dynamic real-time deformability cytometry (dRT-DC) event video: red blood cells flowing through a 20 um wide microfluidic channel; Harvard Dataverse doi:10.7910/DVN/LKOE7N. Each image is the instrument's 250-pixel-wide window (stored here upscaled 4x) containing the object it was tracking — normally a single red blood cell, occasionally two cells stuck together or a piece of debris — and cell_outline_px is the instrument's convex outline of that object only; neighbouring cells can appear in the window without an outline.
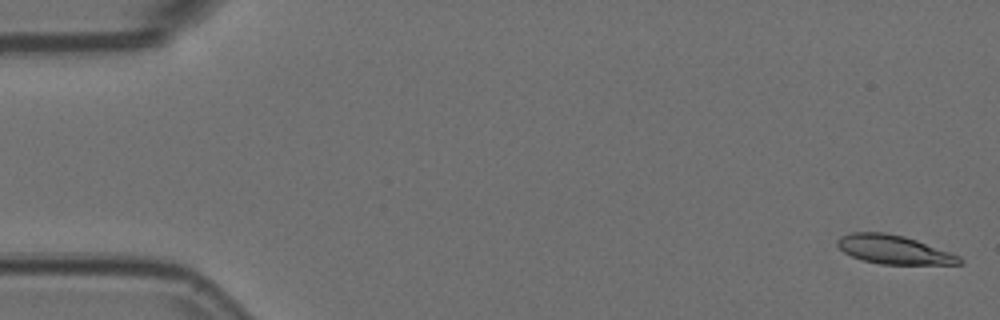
{"species": "Egyptian fruit bat (a non-hibernating species)", "species_latin": "Rousettus aegyptiacus", "temperature_condition": "room temperature", "stored_images_in_passage": 54, "camera_frame_rate_fps": 3000, "um_per_image_px": 0.085, "animal": {"sex": "female"}, "frame": {"image": 1, "passage_image": 1, "time_ms": 0.0, "image_size_px": [1000, 320], "cell_outline_px": [[964, 264], [880, 264], [864, 260], [852, 256], [844, 252], [836, 244], [836, 240], [840, 236], [852, 232], [884, 232], [904, 236], [916, 240], [960, 256], [964, 260]], "centroid_in_image_um": [75.97, 21.21], "position_along_channel_um": 9.0, "area_um2": 20.35}}
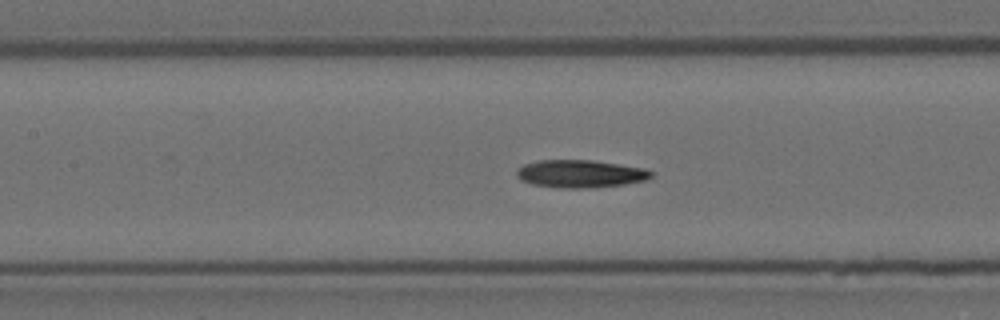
{"frame": {"image": 2, "passage_image": 24, "time_ms": 7.667, "image_size_px": [1000, 320], "cell_outline_px": [[652, 176], [644, 180], [624, 184], [596, 188], [564, 188], [532, 184], [516, 176], [516, 168], [524, 164], [540, 160], [592, 160], [644, 168], [652, 172]], "centroid_in_image_um": [49.31, 14.77], "position_along_channel_um": 158.1, "area_um2": 21.62}}
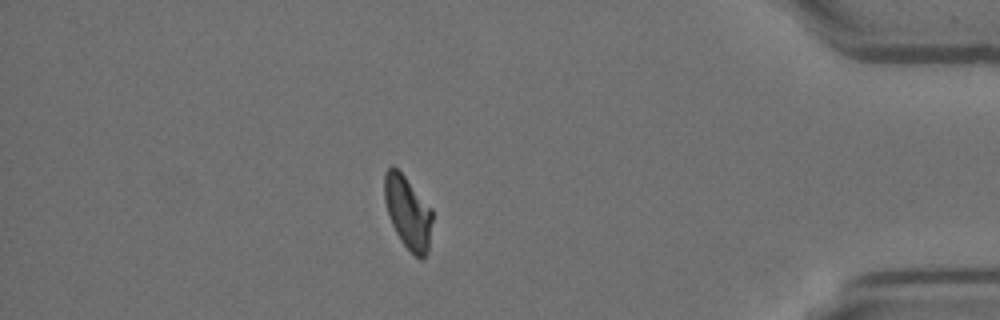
{"frame": {"image": 3, "passage_image": 47, "time_ms": 15.333, "image_size_px": [1000, 320], "cell_outline_px": [[432, 220], [428, 252], [420, 260], [400, 240], [388, 216], [384, 200], [384, 172], [392, 164], [404, 176], [432, 208]], "centroid_in_image_um": [34.65, 18.04], "position_along_channel_um": 400.5, "area_um2": 20.23}, "authors_computed_cell_mechanics": {"area_um2": 20.808, "velocity_mm_per_s": 3.7093, "shape_relaxation_time_tau1_ms": 7.1168, "shape_relaxation_time_tau2_ms": 3.8829, "deformation_change_tau1": 0.1872, "deformation_change_tau2": 0.1014}}